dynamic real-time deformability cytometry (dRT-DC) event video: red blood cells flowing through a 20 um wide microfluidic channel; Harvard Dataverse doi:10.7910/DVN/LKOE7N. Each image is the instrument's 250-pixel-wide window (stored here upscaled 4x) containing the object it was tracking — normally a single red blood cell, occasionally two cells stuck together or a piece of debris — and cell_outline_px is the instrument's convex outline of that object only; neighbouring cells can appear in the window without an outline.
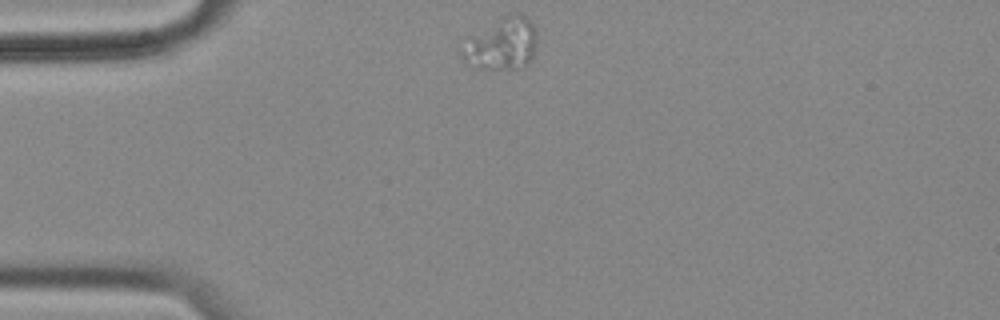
{"species": "common noctule bat (a hibernating species)", "species_latin": "Nyctalus noctula", "temperature_condition": "cold", "stored_images_in_passage": 46, "camera_frame_rate_fps": 3000, "um_per_image_px": 0.085, "animal": {"sex": "female", "body_mass_g": 18.4}, "frame": {"image": 1, "passage_image": 1, "time_ms": 0.0, "image_size_px": [1000, 320], "cell_outline_px": [[536, 44], [532, 56], [528, 64], [520, 68], [480, 68], [464, 64], [460, 52], [468, 36], [504, 16], [512, 12], [520, 12], [528, 16], [536, 32]], "centroid_in_image_um": [42.63, 3.71], "position_along_channel_um": 42.4, "area_um2": 22.95}}
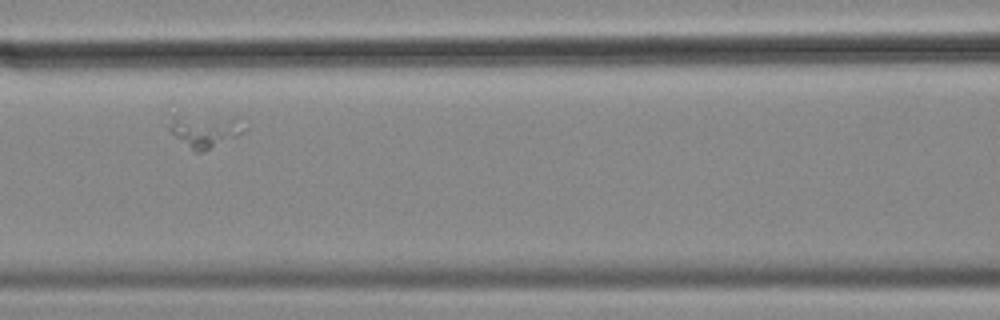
{"frame": {"image": 2, "passage_image": 13, "time_ms": 4.0, "image_size_px": [1000, 320], "cell_outline_px": [[248, 128], [244, 132], [236, 136], [200, 152], [192, 152], [168, 128], [172, 116], [176, 112], [240, 116]], "centroid_in_image_um": [17.45, 10.99], "position_along_channel_um": 149.2, "area_um2": 15.43}}
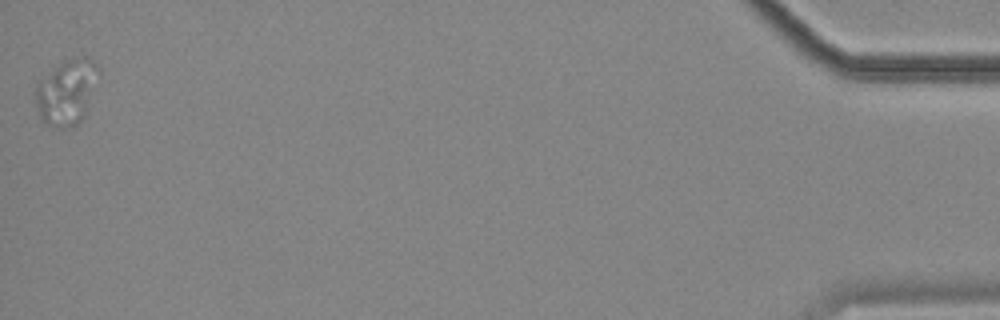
{"frame": {"image": 3, "passage_image": 46, "time_ms": 15.0, "image_size_px": [1000, 320], "cell_outline_px": [[100, 72], [84, 116], [72, 128], [52, 128], [40, 116], [32, 92], [36, 84], [40, 80], [60, 64], [68, 60], [84, 56], [92, 60], [100, 68]], "centroid_in_image_um": [5.65, 7.84], "position_along_channel_um": 429.5, "area_um2": 23.87}}